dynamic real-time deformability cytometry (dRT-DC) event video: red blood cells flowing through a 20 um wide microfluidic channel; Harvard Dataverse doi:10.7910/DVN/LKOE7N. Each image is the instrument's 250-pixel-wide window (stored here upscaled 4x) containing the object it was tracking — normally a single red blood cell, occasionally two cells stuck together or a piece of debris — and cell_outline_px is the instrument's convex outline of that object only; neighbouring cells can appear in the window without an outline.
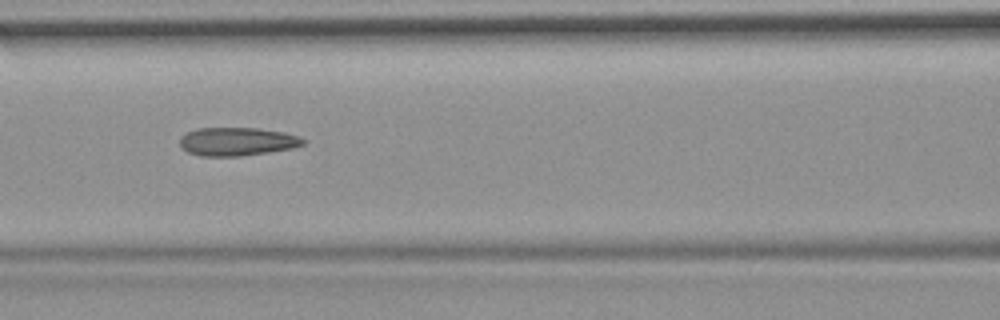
{"species": "common noctule bat (a hibernating species)", "species_latin": "Nyctalus noctula", "temperature_condition": "room temperature", "stored_images_in_passage": 11, "camera_frame_rate_fps": 3000, "um_per_image_px": 0.085, "animal": {"sex": "female", "body_mass_g": 19.9}, "frame": {"image": 1, "passage_image": 7, "time_ms": 2.0, "image_size_px": [1000, 320], "cell_outline_px": [[304, 144], [292, 148], [268, 152], [240, 156], [200, 156], [188, 152], [180, 144], [180, 136], [188, 132], [200, 128], [256, 128], [284, 132], [296, 136], [304, 140]], "centroid_in_image_um": [20.13, 12.03], "position_along_channel_um": 146.5, "area_um2": 20.11}}
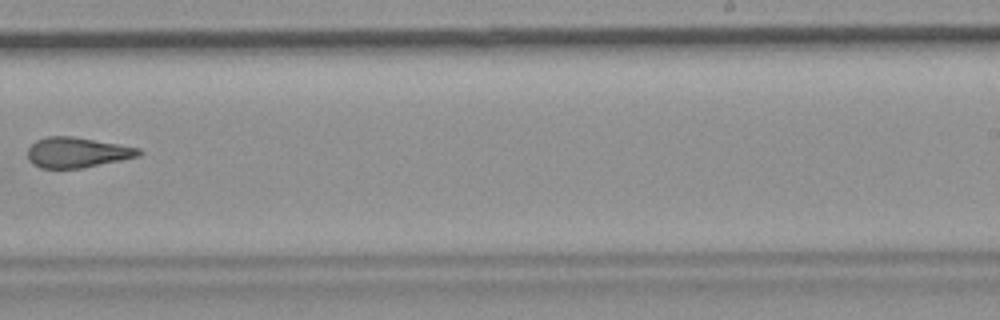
{"frame": {"image": 2, "passage_image": 10, "time_ms": 3.0, "image_size_px": [1000, 320], "cell_outline_px": [[144, 152], [140, 156], [80, 168], [40, 168], [32, 164], [28, 160], [28, 148], [36, 140], [48, 136], [72, 136], [140, 148]], "centroid_in_image_um": [6.54, 12.96], "position_along_channel_um": 282.5, "area_um2": 19.54}}